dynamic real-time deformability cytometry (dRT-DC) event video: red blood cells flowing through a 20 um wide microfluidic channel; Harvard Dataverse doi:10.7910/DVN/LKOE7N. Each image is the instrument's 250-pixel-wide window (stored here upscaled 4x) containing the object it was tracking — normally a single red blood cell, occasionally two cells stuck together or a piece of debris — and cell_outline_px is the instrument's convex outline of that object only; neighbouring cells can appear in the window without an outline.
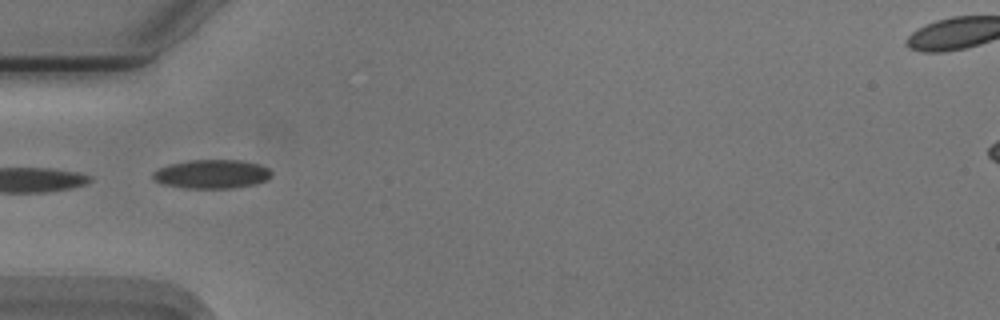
{"species": "Egyptian fruit bat (a non-hibernating species)", "species_latin": "Rousettus aegyptiacus", "temperature_condition": "cold", "stored_images_in_passage": 5, "camera_frame_rate_fps": 3000, "um_per_image_px": 0.085, "animal": {"sex": "male"}, "frame": {"image": 1, "passage_image": 1, "time_ms": 0.0, "image_size_px": [1000, 320], "cell_outline_px": [[272, 172], [268, 180], [256, 184], [232, 188], [184, 188], [160, 184], [152, 180], [152, 172], [168, 164], [188, 160], [240, 160], [260, 164], [268, 168]], "centroid_in_image_um": [17.97, 14.8], "position_along_channel_um": 67.0, "area_um2": 20.23}}